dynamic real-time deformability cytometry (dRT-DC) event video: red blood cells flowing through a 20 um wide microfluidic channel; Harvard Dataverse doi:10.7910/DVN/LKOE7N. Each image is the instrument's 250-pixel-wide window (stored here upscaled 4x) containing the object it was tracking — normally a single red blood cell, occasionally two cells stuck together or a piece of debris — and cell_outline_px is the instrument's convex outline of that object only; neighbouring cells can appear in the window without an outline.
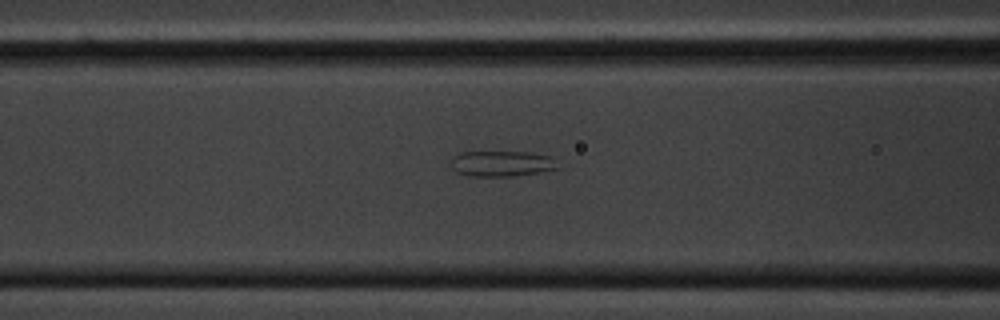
{"species": "common noctule bat (a hibernating species)", "species_latin": "Nyctalus noctula", "temperature_condition": "cold", "stored_images_in_passage": 37, "camera_frame_rate_fps": 3000, "um_per_image_px": 0.085, "animal": {"sex": "male", "body_mass_g": 20.1, "forearm_length_mm": 53.5}, "frame": {"image": 1, "passage_image": 18, "time_ms": 5.667, "image_size_px": [1000, 320], "cell_outline_px": [[556, 168], [536, 172], [512, 176], [468, 176], [456, 172], [452, 168], [452, 156], [460, 152], [528, 152], [552, 156]], "centroid_in_image_um": [42.56, 13.9], "position_along_channel_um": 124.0, "area_um2": 15.72}}
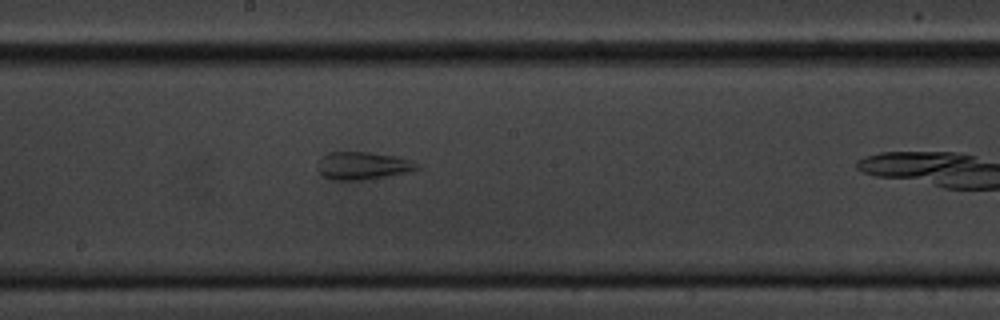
{"frame": {"image": 2, "passage_image": 26, "time_ms": 8.333, "image_size_px": [1000, 320], "cell_outline_px": [[420, 168], [404, 172], [364, 180], [332, 180], [324, 176], [316, 168], [316, 164], [320, 156], [328, 152], [368, 152], [396, 156], [412, 160]], "centroid_in_image_um": [30.75, 14.07], "position_along_channel_um": 217.5, "area_um2": 16.01}}
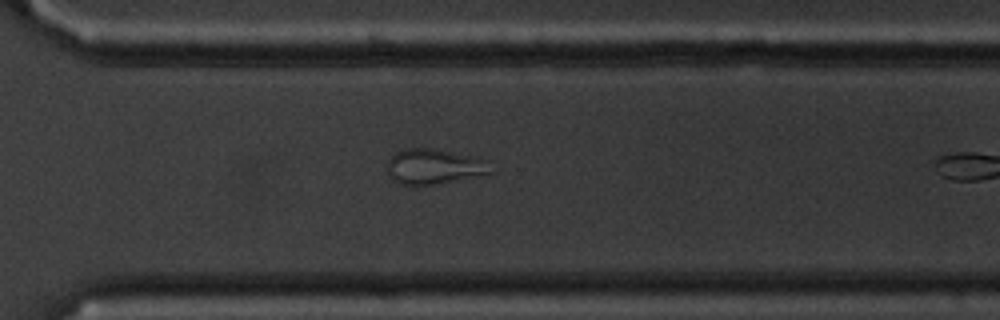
{"frame": {"image": 3, "passage_image": 36, "time_ms": 11.667, "image_size_px": [1000, 320], "cell_outline_px": [[496, 172], [416, 188], [400, 184], [392, 180], [388, 172], [388, 160], [396, 152], [408, 148], [432, 148], [480, 156]], "centroid_in_image_um": [36.9, 14.17], "position_along_channel_um": 333.7, "area_um2": 21.79}}